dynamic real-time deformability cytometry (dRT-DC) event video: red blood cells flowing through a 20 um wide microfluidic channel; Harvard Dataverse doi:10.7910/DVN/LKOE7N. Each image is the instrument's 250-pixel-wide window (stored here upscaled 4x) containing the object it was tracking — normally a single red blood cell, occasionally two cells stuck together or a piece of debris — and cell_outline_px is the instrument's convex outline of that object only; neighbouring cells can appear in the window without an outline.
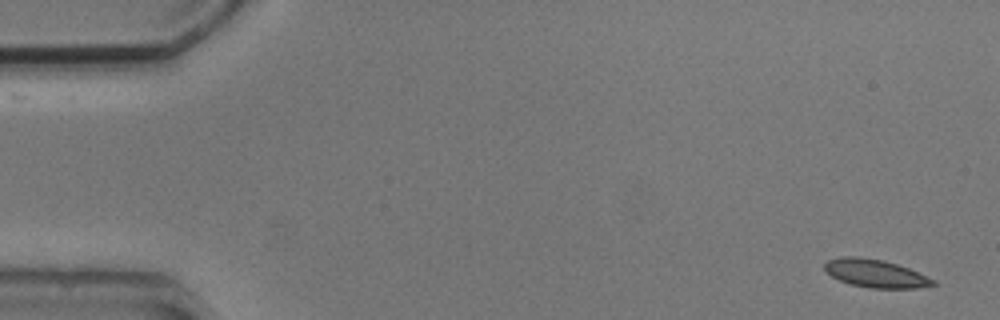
{"species": "common noctule bat (a hibernating species)", "species_latin": "Nyctalus noctula", "temperature_condition": "cold", "stored_images_in_passage": 4, "segment_of_instrument_passage": [2, 2], "camera_frame_rate_fps": 3000, "um_per_image_px": 0.085, "animal": {"sex": "male", "body_mass_g": 20.5, "forearm_length_mm": 52.5}, "frame": {"image": 1, "passage_image": 4, "time_ms": 3.667, "image_size_px": [1000, 320], "cell_outline_px": [[940, 284], [916, 288], [872, 288], [852, 284], [840, 280], [832, 276], [824, 268], [824, 264], [828, 260], [844, 256], [860, 256], [884, 260], [908, 268], [936, 280]], "centroid_in_image_um": [74.45, 23.23], "position_along_channel_um": 10.5, "area_um2": 17.63}}